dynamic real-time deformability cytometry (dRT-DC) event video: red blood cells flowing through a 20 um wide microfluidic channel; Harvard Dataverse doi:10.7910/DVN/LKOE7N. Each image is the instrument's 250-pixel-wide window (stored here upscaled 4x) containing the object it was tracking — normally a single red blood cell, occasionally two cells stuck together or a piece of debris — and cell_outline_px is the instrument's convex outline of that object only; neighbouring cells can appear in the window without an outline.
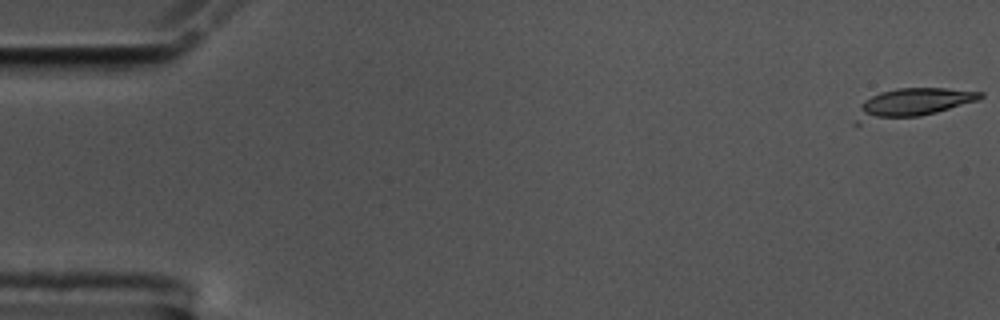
{"species": "common noctule bat (a hibernating species)", "species_latin": "Nyctalus noctula", "temperature_condition": "cold", "stored_images_in_passage": 9, "camera_frame_rate_fps": 3000, "um_per_image_px": 0.085, "animal": {"sex": "male", "body_mass_g": 17.5, "forearm_length_mm": 52.3}, "frame": {"image": 1, "passage_image": 1, "time_ms": 0.0, "image_size_px": [1000, 320], "cell_outline_px": [[984, 96], [980, 100], [936, 112], [920, 116], [860, 124], [852, 124], [860, 104], [864, 100], [880, 92], [896, 88], [944, 88], [984, 92]], "centroid_in_image_um": [77.49, 8.78], "position_along_channel_um": 7.5, "area_um2": 21.33}}